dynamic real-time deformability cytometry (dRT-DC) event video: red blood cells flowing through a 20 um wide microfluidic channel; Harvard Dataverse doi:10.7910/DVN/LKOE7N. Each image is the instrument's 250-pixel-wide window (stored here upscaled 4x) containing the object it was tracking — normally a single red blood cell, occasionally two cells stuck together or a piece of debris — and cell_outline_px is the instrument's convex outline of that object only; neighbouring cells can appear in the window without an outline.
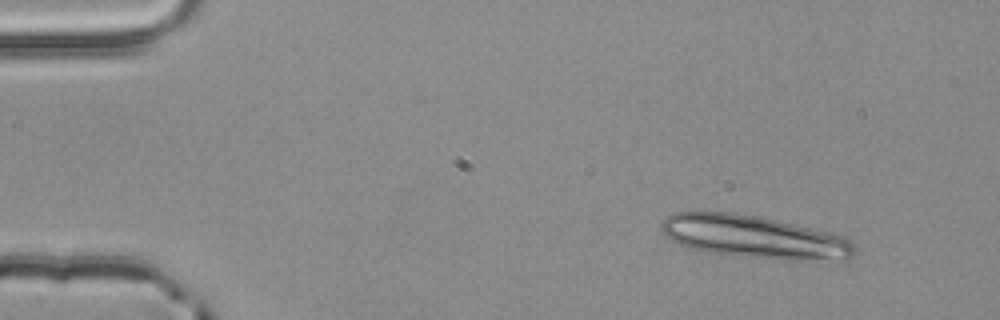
{"species": "common noctule bat (a hibernating species)", "species_latin": "Nyctalus noctula", "temperature_condition": "room temperature", "stored_images_in_passage": 3, "camera_frame_rate_fps": 3000, "um_per_image_px": 0.085, "animal": {"sex": "male", "body_mass_g": 20.4}, "frame": {"image": 1, "passage_image": 1, "time_ms": 0.0, "image_size_px": [1000, 320], "cell_outline_px": [[856, 252], [852, 256], [792, 260], [788, 260], [708, 252], [692, 248], [680, 244], [664, 236], [660, 228], [660, 224], [672, 212], [732, 212], [760, 216], [796, 224], [844, 236], [852, 240], [856, 248]], "centroid_in_image_um": [64.04, 20.1], "position_along_channel_um": 21.0, "area_um2": 47.45}}